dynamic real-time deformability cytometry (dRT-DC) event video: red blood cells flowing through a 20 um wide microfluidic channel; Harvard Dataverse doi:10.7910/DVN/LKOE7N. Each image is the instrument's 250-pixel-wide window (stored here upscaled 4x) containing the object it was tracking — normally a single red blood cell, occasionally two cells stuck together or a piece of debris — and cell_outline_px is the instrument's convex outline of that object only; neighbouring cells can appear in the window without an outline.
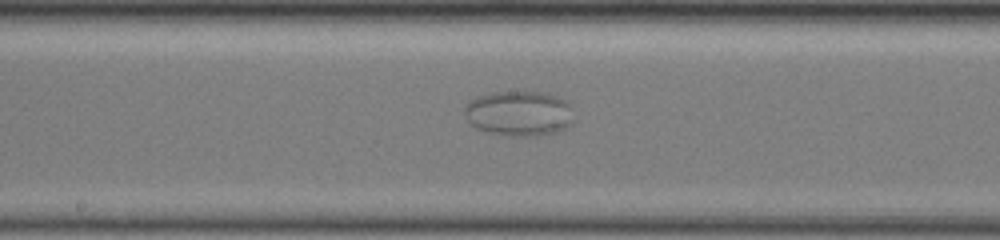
{"species": "common noctule bat (a hibernating species)", "species_latin": "Nyctalus noctula", "temperature_condition": "warm", "stored_images_in_passage": 45, "camera_frame_rate_fps": 3000, "um_per_image_px": 0.085, "animal": {"sex": "female", "body_mass_g": 19.5, "forearm_length_mm": 54.1}, "frame": {"image": 1, "passage_image": 18, "time_ms": 5.667, "image_size_px": [1000, 240], "cell_outline_px": [[568, 104], [564, 128], [556, 132], [536, 136], [504, 136], [488, 132], [472, 124], [468, 120], [464, 108], [476, 96], [492, 92], [544, 92], [556, 96], [564, 100]], "centroid_in_image_um": [44.01, 9.63], "position_along_channel_um": 204.2, "area_um2": 27.74}}
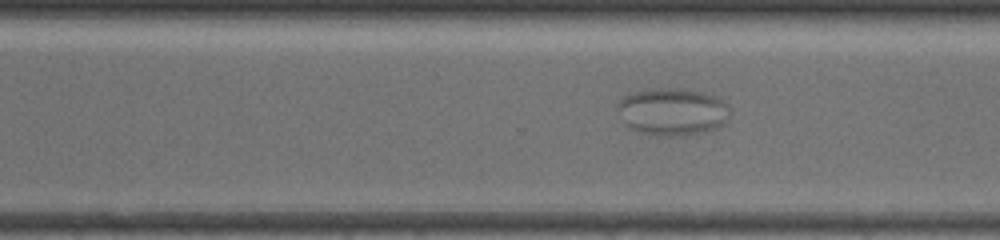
{"frame": {"image": 2, "passage_image": 28, "time_ms": 9.0, "image_size_px": [1000, 240], "cell_outline_px": [[724, 124], [704, 132], [684, 136], [660, 136], [636, 132], [628, 128], [624, 124], [616, 104], [628, 92], [660, 88], [684, 88], [704, 92], [720, 100], [724, 104]], "centroid_in_image_um": [57.02, 9.5], "position_along_channel_um": 313.6, "area_um2": 30.81}}
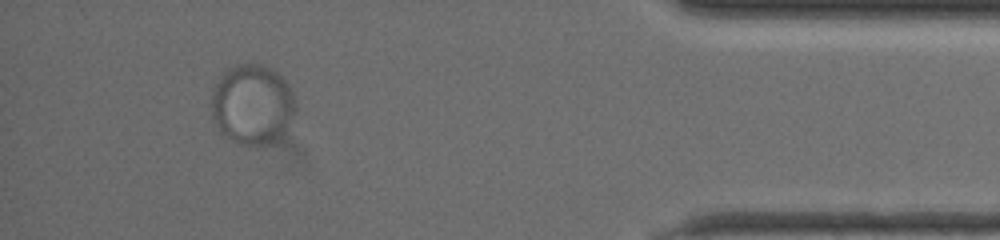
{"frame": {"image": 3, "passage_image": 41, "time_ms": 13.333, "image_size_px": [1000, 240], "cell_outline_px": [[296, 108], [284, 132], [276, 140], [264, 144], [244, 144], [232, 140], [220, 128], [212, 116], [212, 92], [216, 84], [224, 72], [228, 68], [244, 64], [260, 64], [276, 72], [284, 80], [292, 96]], "centroid_in_image_um": [21.44, 8.86], "position_along_channel_um": 413.8, "area_um2": 37.97}}